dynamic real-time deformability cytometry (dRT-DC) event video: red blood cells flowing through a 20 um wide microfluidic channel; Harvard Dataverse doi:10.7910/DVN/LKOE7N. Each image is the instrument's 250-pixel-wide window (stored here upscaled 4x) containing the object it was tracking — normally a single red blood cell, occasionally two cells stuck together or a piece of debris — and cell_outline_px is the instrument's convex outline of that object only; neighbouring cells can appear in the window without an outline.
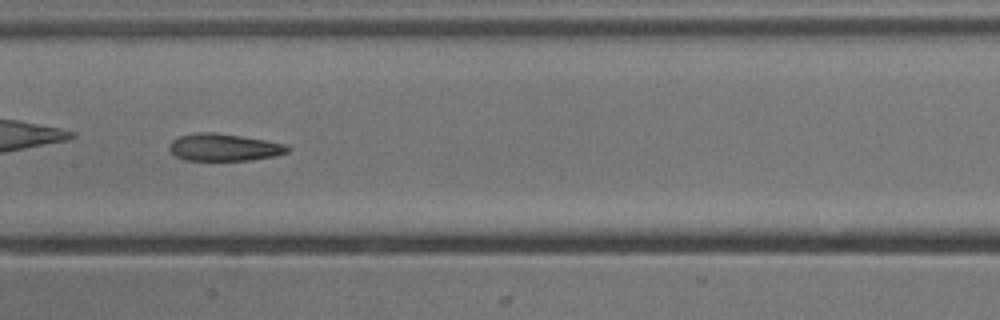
{"species": "common noctule bat (a hibernating species)", "species_latin": "Nyctalus noctula", "temperature_condition": "cold", "stored_images_in_passage": 34, "camera_frame_rate_fps": 3000, "um_per_image_px": 0.085, "animal": {"sex": "male", "body_mass_g": 13.3}, "frame": {"image": 1, "passage_image": 10, "time_ms": 3.0, "image_size_px": [1000, 320], "cell_outline_px": [[288, 152], [276, 156], [252, 160], [184, 160], [176, 156], [168, 148], [172, 140], [180, 136], [196, 132], [212, 132], [240, 136], [264, 140], [284, 144], [288, 148]], "centroid_in_image_um": [19.01, 12.53], "position_along_channel_um": 188.4, "area_um2": 18.61}, "authors_computed_cell_mechanics": {"area_um2": 19.7965, "velocity_mm_per_s": 3.8968, "shape_relaxation_time_tau1_ms": null, "shape_relaxation_time_tau2_ms": 3.6298, "deformation_change_tau1": null, "deformation_change_tau2": 0.1222}}